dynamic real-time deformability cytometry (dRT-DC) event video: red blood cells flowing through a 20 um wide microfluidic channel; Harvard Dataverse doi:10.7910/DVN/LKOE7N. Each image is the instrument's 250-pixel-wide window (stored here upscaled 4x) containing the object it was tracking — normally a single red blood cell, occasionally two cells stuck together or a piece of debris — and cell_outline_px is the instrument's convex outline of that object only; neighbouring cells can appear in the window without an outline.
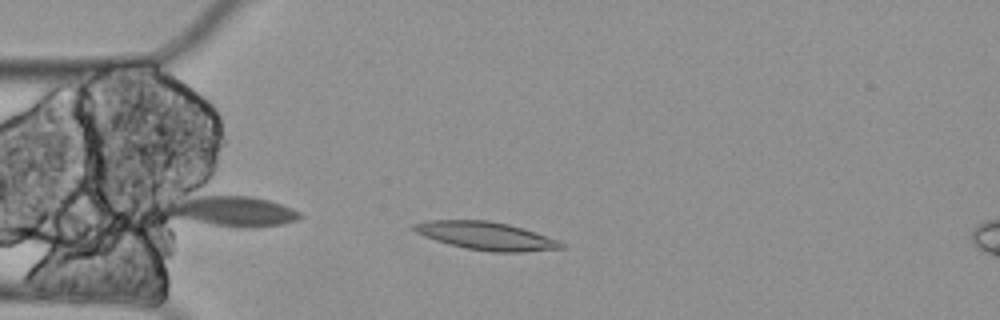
{"species": "Egyptian fruit bat (a non-hibernating species)", "species_latin": "Rousettus aegyptiacus", "temperature_condition": "cold", "stored_images_in_passage": 7, "camera_frame_rate_fps": 3000, "um_per_image_px": 0.085, "animal": {"sex": "female"}, "frame": {"image": 1, "passage_image": 3, "time_ms": 0.667, "image_size_px": [1000, 320], "cell_outline_px": [[564, 248], [524, 252], [492, 252], [468, 248], [448, 244], [424, 236], [416, 232], [412, 228], [412, 224], [428, 220], [488, 220], [508, 224], [536, 232], [556, 240], [564, 244]], "centroid_in_image_um": [41.3, 20.04], "position_along_channel_um": 43.7, "area_um2": 23.87}}
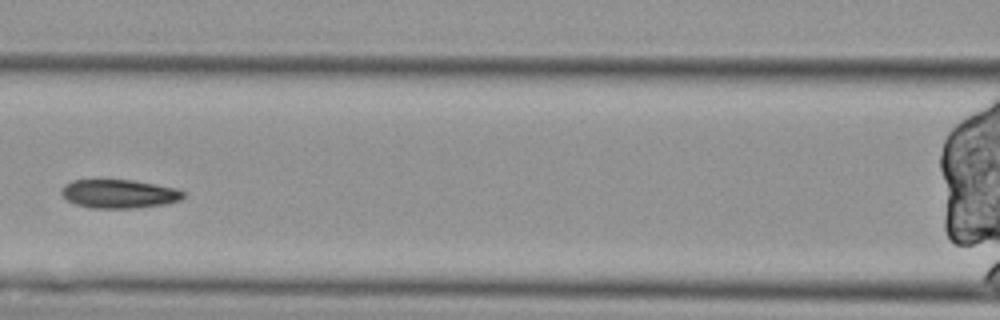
{"frame": {"image": 2, "passage_image": 6, "time_ms": 1.667, "image_size_px": [1000, 320], "cell_outline_px": [[184, 196], [180, 200], [168, 204], [132, 208], [92, 208], [76, 204], [68, 200], [60, 192], [64, 184], [72, 180], [132, 180], [156, 184], [176, 188], [184, 192]], "centroid_in_image_um": [10.13, 16.47], "position_along_channel_um": 156.5, "area_um2": 20.35}}
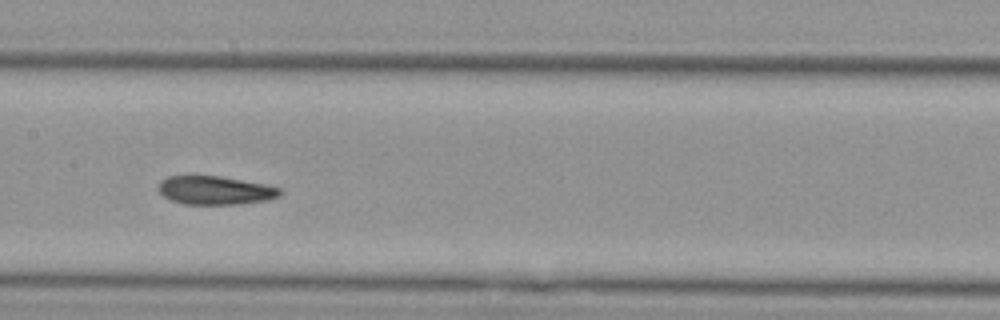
{"frame": {"image": 3, "passage_image": 7, "time_ms": 2.0, "image_size_px": [1000, 320], "cell_outline_px": [[284, 192], [280, 196], [268, 200], [240, 204], [184, 204], [172, 200], [164, 196], [160, 192], [160, 180], [168, 176], [220, 176], [264, 184], [280, 188]], "centroid_in_image_um": [18.34, 16.18], "position_along_channel_um": 189.1, "area_um2": 20.11}}